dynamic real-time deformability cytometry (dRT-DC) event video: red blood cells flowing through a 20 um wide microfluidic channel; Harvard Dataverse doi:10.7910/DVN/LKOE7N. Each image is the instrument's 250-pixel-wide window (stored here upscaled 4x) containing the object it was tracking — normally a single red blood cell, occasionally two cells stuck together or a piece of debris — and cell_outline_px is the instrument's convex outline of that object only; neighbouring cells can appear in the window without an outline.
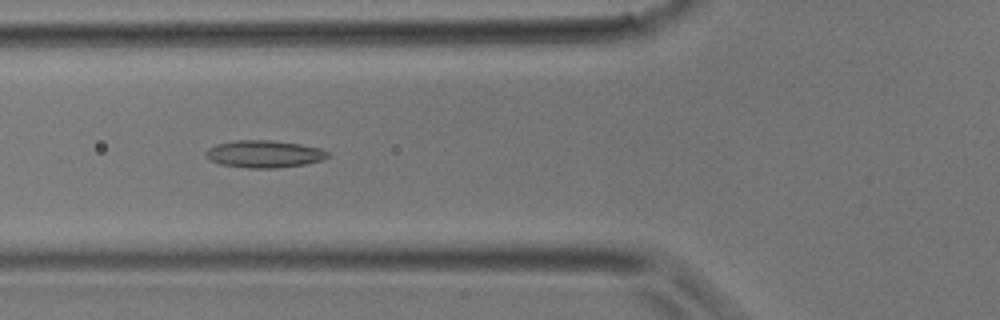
{"species": "common noctule bat (a hibernating species)", "species_latin": "Nyctalus noctula", "temperature_condition": "room temperature", "stored_images_in_passage": 28, "camera_frame_rate_fps": 3000, "um_per_image_px": 0.085, "animal": {"sex": "male", "body_mass_g": 17.9}, "frame": {"image": 1, "passage_image": 3, "time_ms": 0.667, "image_size_px": [1000, 320], "cell_outline_px": [[328, 156], [320, 160], [304, 164], [276, 168], [248, 168], [220, 164], [208, 160], [204, 152], [208, 148], [216, 144], [236, 140], [268, 140], [300, 144], [320, 148], [328, 152]], "centroid_in_image_um": [22.39, 13.09], "position_along_channel_um": 103.4, "area_um2": 19.31}}
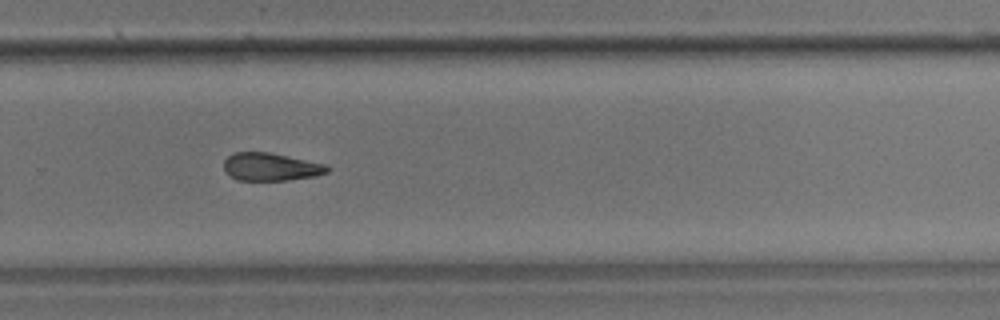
{"frame": {"image": 2, "passage_image": 15, "time_ms": 4.667, "image_size_px": [1000, 320], "cell_outline_px": [[328, 172], [316, 176], [288, 180], [236, 180], [228, 176], [224, 168], [224, 160], [232, 152], [268, 152], [324, 164], [328, 168]], "centroid_in_image_um": [22.95, 14.19], "position_along_channel_um": 306.8, "area_um2": 16.7}}
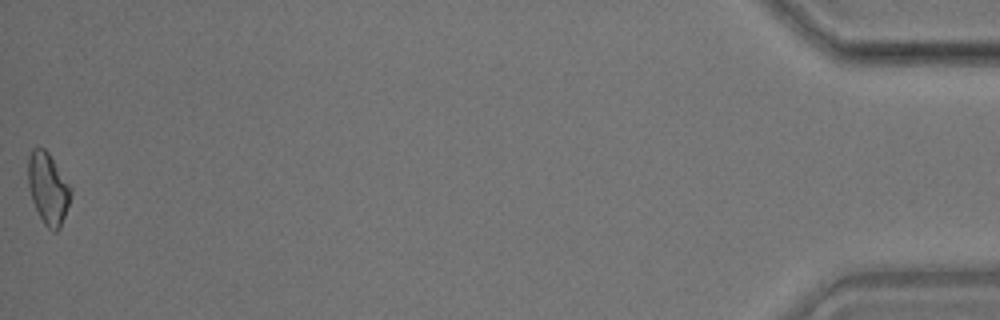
{"frame": {"image": 3, "passage_image": 28, "time_ms": 9.0, "image_size_px": [1000, 320], "cell_outline_px": [[72, 192], [60, 228], [56, 232], [52, 232], [44, 224], [32, 200], [28, 188], [28, 160], [32, 148], [44, 148], [48, 152], [72, 188]], "centroid_in_image_um": [4.08, 16.02], "position_along_channel_um": 431.1, "area_um2": 17.63}}